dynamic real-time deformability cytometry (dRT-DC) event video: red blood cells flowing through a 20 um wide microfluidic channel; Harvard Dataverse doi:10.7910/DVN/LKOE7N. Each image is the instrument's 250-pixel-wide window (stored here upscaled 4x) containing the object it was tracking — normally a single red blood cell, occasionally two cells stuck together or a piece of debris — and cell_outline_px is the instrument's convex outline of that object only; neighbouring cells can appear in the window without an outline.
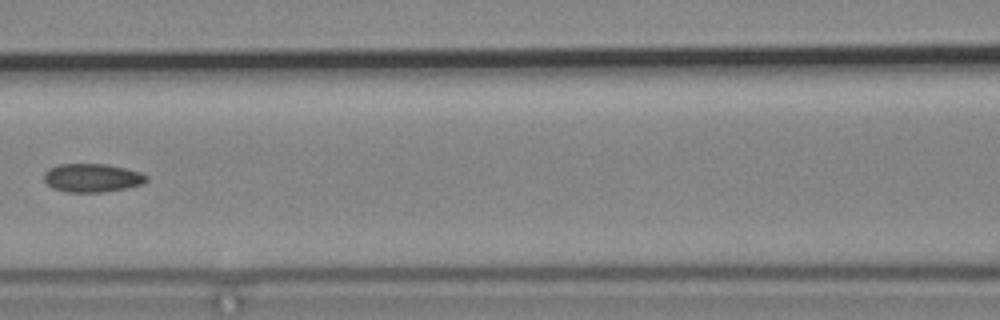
{"species": "common noctule bat (a hibernating species)", "species_latin": "Nyctalus noctula", "temperature_condition": "cold", "stored_images_in_passage": 4, "camera_frame_rate_fps": 3000, "um_per_image_px": 0.085, "animal": {"sex": "male", "body_mass_g": 19.2, "forearm_length_mm": 51.8}, "frame": {"image": 1, "passage_image": 4, "time_ms": 4.333, "image_size_px": [1000, 320], "cell_outline_px": [[148, 180], [140, 184], [128, 188], [104, 192], [68, 192], [52, 188], [44, 180], [44, 172], [48, 168], [56, 164], [108, 164], [140, 172], [148, 176]], "centroid_in_image_um": [7.81, 15.11], "position_along_channel_um": 158.8, "area_um2": 17.11}}